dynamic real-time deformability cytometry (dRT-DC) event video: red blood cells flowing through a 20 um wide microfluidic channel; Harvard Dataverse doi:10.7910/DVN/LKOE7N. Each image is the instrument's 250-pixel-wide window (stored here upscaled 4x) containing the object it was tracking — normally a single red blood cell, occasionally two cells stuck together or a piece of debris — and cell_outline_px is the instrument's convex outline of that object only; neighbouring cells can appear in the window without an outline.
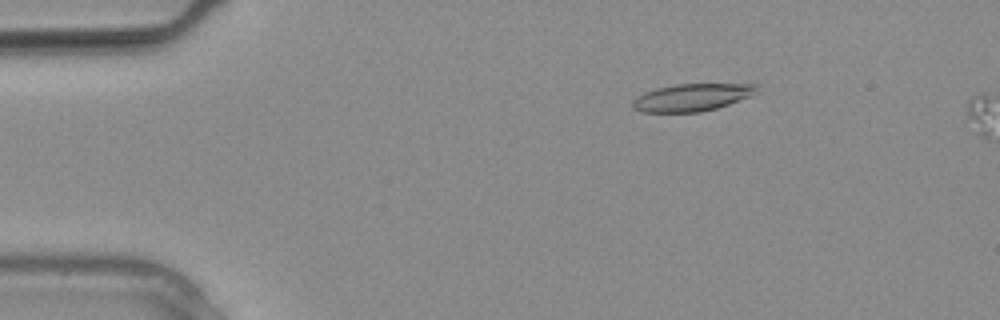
{"species": "common noctule bat (a hibernating species)", "species_latin": "Nyctalus noctula", "temperature_condition": "warm", "stored_images_in_passage": 6, "camera_frame_rate_fps": 3000, "um_per_image_px": 0.085, "animal": {"sex": "male", "body_mass_g": 20.4}, "frame": {"image": 1, "passage_image": 5, "time_ms": 1.333, "image_size_px": [1000, 320], "cell_outline_px": [[760, 84], [752, 96], [716, 108], [700, 112], [640, 112], [632, 108], [632, 100], [636, 96], [644, 92], [656, 88], [676, 84]], "centroid_in_image_um": [58.78, 8.28], "position_along_channel_um": 26.2, "area_um2": 19.88}}